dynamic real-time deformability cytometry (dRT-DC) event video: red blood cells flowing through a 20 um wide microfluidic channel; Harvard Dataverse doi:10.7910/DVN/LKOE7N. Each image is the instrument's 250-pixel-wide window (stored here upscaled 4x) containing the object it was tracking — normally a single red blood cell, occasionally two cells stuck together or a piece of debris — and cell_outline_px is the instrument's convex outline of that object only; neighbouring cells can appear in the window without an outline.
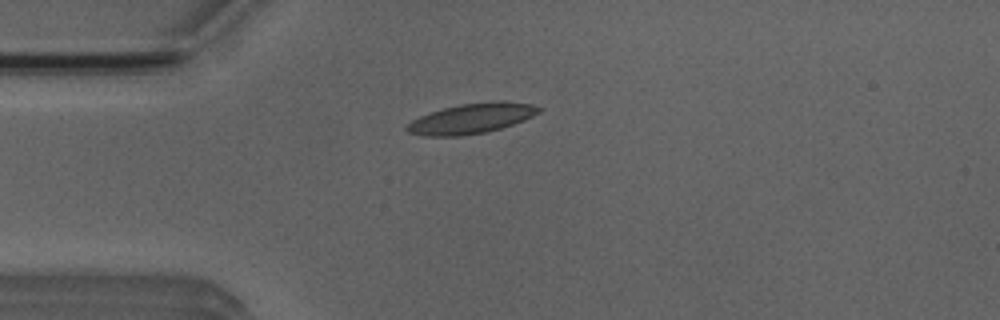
{"species": "Egyptian fruit bat (a non-hibernating species)", "species_latin": "Rousettus aegyptiacus", "temperature_condition": "room temperature", "stored_images_in_passage": 34, "camera_frame_rate_fps": 3000, "um_per_image_px": 0.085, "animal": {"sex": "male"}, "frame": {"image": 1, "passage_image": 2, "time_ms": 0.333, "image_size_px": [1000, 320], "cell_outline_px": [[544, 108], [540, 112], [524, 120], [488, 132], [460, 136], [424, 136], [408, 132], [404, 128], [412, 120], [420, 116], [444, 108], [460, 104], [532, 104]], "centroid_in_image_um": [40.0, 10.13], "position_along_channel_um": 45.0, "area_um2": 22.14}}
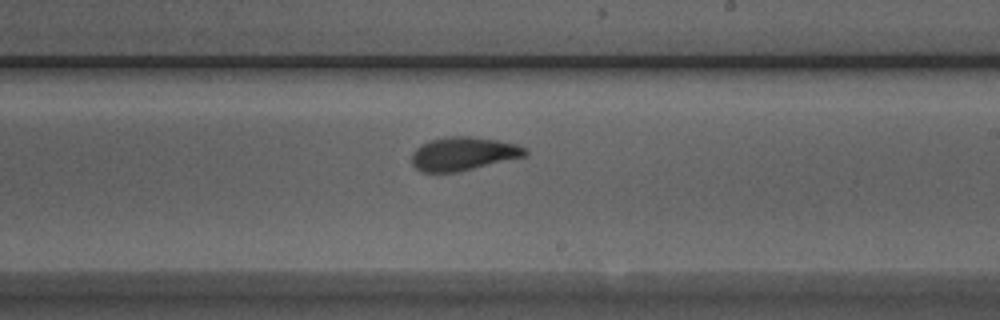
{"frame": {"image": 2, "passage_image": 19, "time_ms": 6.0, "image_size_px": [1000, 320], "cell_outline_px": [[528, 156], [456, 172], [420, 172], [412, 164], [412, 152], [420, 144], [432, 140], [452, 136], [468, 136], [496, 140], [516, 144], [528, 148]], "centroid_in_image_um": [39.4, 13.07], "position_along_channel_um": 249.6, "area_um2": 22.14}}
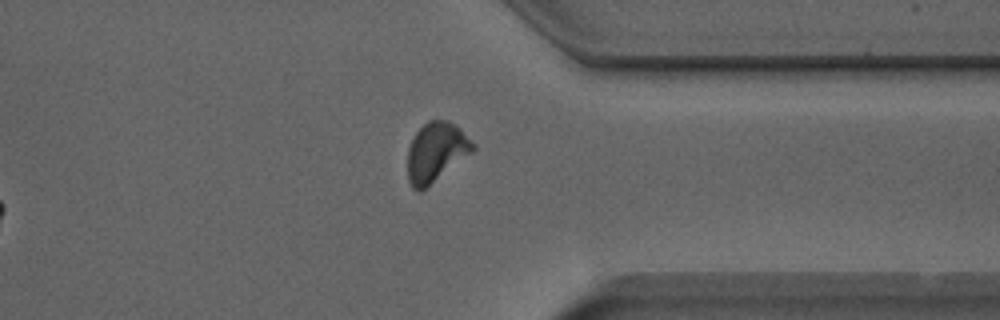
{"frame": {"image": 3, "passage_image": 29, "time_ms": 9.333, "image_size_px": [1000, 320], "cell_outline_px": [[476, 148], [472, 152], [420, 192], [412, 188], [408, 180], [408, 148], [412, 136], [428, 120], [444, 120], [456, 124], [476, 144]], "centroid_in_image_um": [37.06, 12.91], "position_along_channel_um": 374.3, "area_um2": 22.54}, "authors_computed_cell_mechanics": {"area_um2": 21.9929, "velocity_mm_per_s": 3.8979, "shape_relaxation_time_tau1_ms": 5.4422, "shape_relaxation_time_tau2_ms": 1.6517, "deformation_change_tau1": 0.1715, "deformation_change_tau2": 0.0797}}